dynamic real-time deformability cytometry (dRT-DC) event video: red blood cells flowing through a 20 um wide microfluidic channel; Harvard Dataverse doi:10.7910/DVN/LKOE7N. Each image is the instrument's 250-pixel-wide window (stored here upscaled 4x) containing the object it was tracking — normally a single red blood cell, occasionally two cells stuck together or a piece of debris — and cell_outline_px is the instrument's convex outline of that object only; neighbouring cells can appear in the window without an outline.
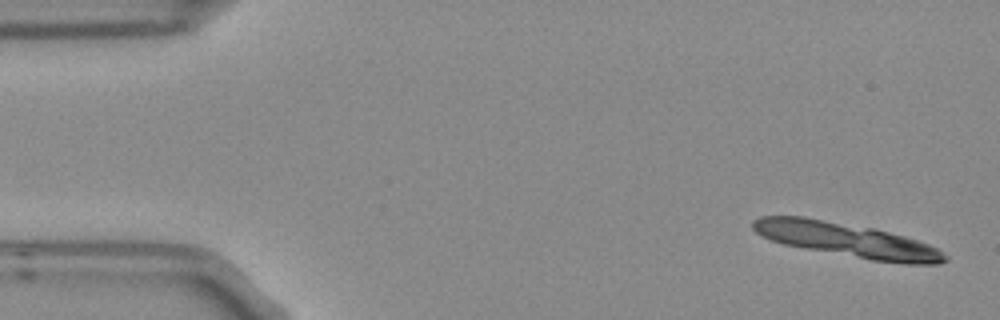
{"species": "Egyptian fruit bat (a non-hibernating species)", "species_latin": "Rousettus aegyptiacus", "temperature_condition": "room temperature", "stored_images_in_passage": 5, "camera_frame_rate_fps": 3000, "um_per_image_px": 0.085, "frame": {"image": 1, "passage_image": 1, "time_ms": 0.0, "image_size_px": [1000, 320], "cell_outline_px": [[948, 260], [940, 264], [904, 264], [872, 260], [784, 244], [772, 240], [756, 232], [752, 228], [752, 220], [760, 216], [804, 216], [872, 228], [904, 236], [928, 244], [936, 248], [948, 256]], "centroid_in_image_um": [72.0, 20.39], "position_along_channel_um": 13.0, "area_um2": 37.86}}